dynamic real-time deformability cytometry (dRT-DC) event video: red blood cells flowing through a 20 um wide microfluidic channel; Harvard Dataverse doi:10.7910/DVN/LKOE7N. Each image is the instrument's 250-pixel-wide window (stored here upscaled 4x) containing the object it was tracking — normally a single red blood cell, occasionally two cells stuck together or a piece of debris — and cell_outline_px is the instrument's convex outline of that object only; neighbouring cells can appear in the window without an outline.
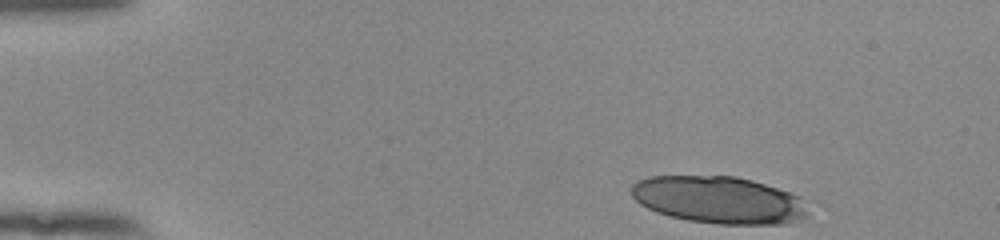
{"species": "human", "species_latin": "Homo sapiens", "temperature_condition": "room temperature", "stored_images_in_passage": 48, "camera_frame_rate_fps": 3000, "um_per_image_px": 0.085, "donor": {"sex": "female"}, "frame": {"image": 1, "passage_image": 1, "time_ms": 0.0, "image_size_px": [1000, 240], "cell_outline_px": [[808, 216], [800, 220], [788, 224], [720, 224], [688, 220], [668, 216], [656, 212], [640, 204], [632, 196], [632, 184], [648, 176], [736, 176], [752, 180], [800, 196], [808, 200]], "centroid_in_image_um": [61.16, 17.0], "position_along_channel_um": 23.8, "area_um2": 48.96}}
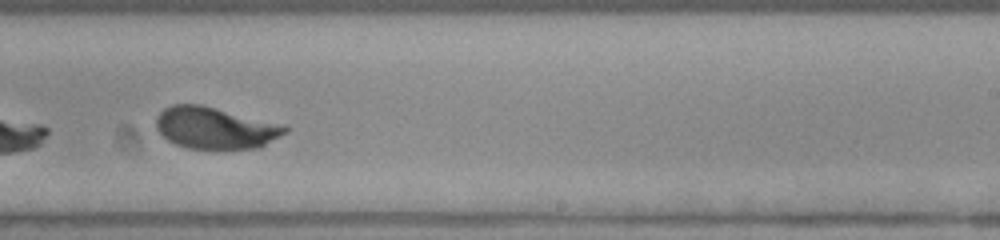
{"frame": {"image": 2, "passage_image": 29, "time_ms": 9.333, "image_size_px": [1000, 240], "cell_outline_px": [[288, 132], [260, 148], [224, 152], [188, 148], [176, 144], [168, 140], [156, 128], [156, 116], [164, 108], [172, 104], [200, 104], [288, 124]], "centroid_in_image_um": [18.38, 10.91], "position_along_channel_um": 270.6, "area_um2": 32.71}}
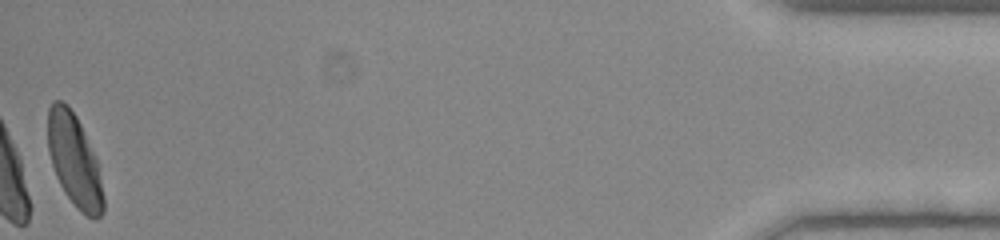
{"frame": {"image": 3, "passage_image": 48, "time_ms": 15.667, "image_size_px": [1000, 240], "cell_outline_px": [[104, 212], [96, 220], [80, 212], [76, 208], [64, 192], [56, 176], [48, 152], [48, 108], [52, 100], [60, 100], [68, 104], [76, 116], [80, 124], [96, 160], [104, 196]], "centroid_in_image_um": [6.3, 13.65], "position_along_channel_um": 428.9, "area_um2": 29.77}, "authors_computed_cell_mechanics": {"area_um2": 31.9634, "velocity_mm_per_s": 3.8454, "shape_relaxation_time_tau1_ms": 2.6138, "shape_relaxation_time_tau2_ms": null, "deformation_change_tau1": 0.1553, "deformation_change_tau2": null}}